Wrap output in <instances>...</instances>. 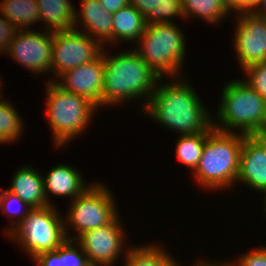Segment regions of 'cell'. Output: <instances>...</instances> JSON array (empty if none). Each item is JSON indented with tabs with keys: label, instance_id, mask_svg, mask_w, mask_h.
<instances>
[{
	"label": "cell",
	"instance_id": "1",
	"mask_svg": "<svg viewBox=\"0 0 266 266\" xmlns=\"http://www.w3.org/2000/svg\"><path fill=\"white\" fill-rule=\"evenodd\" d=\"M178 78L162 85L157 82L143 112L179 135L210 131L213 117L207 112L208 108H204L192 85Z\"/></svg>",
	"mask_w": 266,
	"mask_h": 266
},
{
	"label": "cell",
	"instance_id": "2",
	"mask_svg": "<svg viewBox=\"0 0 266 266\" xmlns=\"http://www.w3.org/2000/svg\"><path fill=\"white\" fill-rule=\"evenodd\" d=\"M104 50L103 48L105 72L102 106L123 104L124 101L140 98L144 101L141 104L144 111L156 83L161 82L163 77H159L136 50L129 49L114 56H108Z\"/></svg>",
	"mask_w": 266,
	"mask_h": 266
},
{
	"label": "cell",
	"instance_id": "3",
	"mask_svg": "<svg viewBox=\"0 0 266 266\" xmlns=\"http://www.w3.org/2000/svg\"><path fill=\"white\" fill-rule=\"evenodd\" d=\"M244 134L212 128L206 132L202 156L195 171V181L205 190H220L237 183Z\"/></svg>",
	"mask_w": 266,
	"mask_h": 266
},
{
	"label": "cell",
	"instance_id": "4",
	"mask_svg": "<svg viewBox=\"0 0 266 266\" xmlns=\"http://www.w3.org/2000/svg\"><path fill=\"white\" fill-rule=\"evenodd\" d=\"M221 98L216 112L219 123L213 120L214 129L244 135L263 134L266 129V101L244 80L228 82L222 89Z\"/></svg>",
	"mask_w": 266,
	"mask_h": 266
},
{
	"label": "cell",
	"instance_id": "5",
	"mask_svg": "<svg viewBox=\"0 0 266 266\" xmlns=\"http://www.w3.org/2000/svg\"><path fill=\"white\" fill-rule=\"evenodd\" d=\"M46 86L47 120L55 147H60L86 130L98 106L84 96L63 90L54 81Z\"/></svg>",
	"mask_w": 266,
	"mask_h": 266
},
{
	"label": "cell",
	"instance_id": "6",
	"mask_svg": "<svg viewBox=\"0 0 266 266\" xmlns=\"http://www.w3.org/2000/svg\"><path fill=\"white\" fill-rule=\"evenodd\" d=\"M183 34L175 23L148 24L135 50L159 77L169 74L174 80L180 76L186 54Z\"/></svg>",
	"mask_w": 266,
	"mask_h": 266
},
{
	"label": "cell",
	"instance_id": "7",
	"mask_svg": "<svg viewBox=\"0 0 266 266\" xmlns=\"http://www.w3.org/2000/svg\"><path fill=\"white\" fill-rule=\"evenodd\" d=\"M57 210L53 205L32 208L7 235L17 241L32 260L41 253L54 251L67 240L64 218Z\"/></svg>",
	"mask_w": 266,
	"mask_h": 266
},
{
	"label": "cell",
	"instance_id": "8",
	"mask_svg": "<svg viewBox=\"0 0 266 266\" xmlns=\"http://www.w3.org/2000/svg\"><path fill=\"white\" fill-rule=\"evenodd\" d=\"M113 197L112 192L104 184L92 183L82 194L72 200L67 218L64 220L67 239L76 240L86 231L111 223L119 214ZM69 226L74 227L75 232H78L76 238L68 236Z\"/></svg>",
	"mask_w": 266,
	"mask_h": 266
},
{
	"label": "cell",
	"instance_id": "9",
	"mask_svg": "<svg viewBox=\"0 0 266 266\" xmlns=\"http://www.w3.org/2000/svg\"><path fill=\"white\" fill-rule=\"evenodd\" d=\"M103 46L85 32L76 29L56 31L53 35L52 69L55 78L65 71L95 60Z\"/></svg>",
	"mask_w": 266,
	"mask_h": 266
},
{
	"label": "cell",
	"instance_id": "10",
	"mask_svg": "<svg viewBox=\"0 0 266 266\" xmlns=\"http://www.w3.org/2000/svg\"><path fill=\"white\" fill-rule=\"evenodd\" d=\"M119 215L109 224L84 232L75 241L82 247L91 266H112L124 251L126 235ZM125 239V241H124Z\"/></svg>",
	"mask_w": 266,
	"mask_h": 266
},
{
	"label": "cell",
	"instance_id": "11",
	"mask_svg": "<svg viewBox=\"0 0 266 266\" xmlns=\"http://www.w3.org/2000/svg\"><path fill=\"white\" fill-rule=\"evenodd\" d=\"M54 32L18 30L7 50L14 59L32 73L43 74L52 69V47Z\"/></svg>",
	"mask_w": 266,
	"mask_h": 266
},
{
	"label": "cell",
	"instance_id": "12",
	"mask_svg": "<svg viewBox=\"0 0 266 266\" xmlns=\"http://www.w3.org/2000/svg\"><path fill=\"white\" fill-rule=\"evenodd\" d=\"M234 48L243 70L266 61V17L254 12L236 15Z\"/></svg>",
	"mask_w": 266,
	"mask_h": 266
},
{
	"label": "cell",
	"instance_id": "13",
	"mask_svg": "<svg viewBox=\"0 0 266 266\" xmlns=\"http://www.w3.org/2000/svg\"><path fill=\"white\" fill-rule=\"evenodd\" d=\"M105 64L102 53L93 61L81 64L65 71L54 81L63 90L72 92L91 100L99 108L102 107V91L104 86Z\"/></svg>",
	"mask_w": 266,
	"mask_h": 266
},
{
	"label": "cell",
	"instance_id": "14",
	"mask_svg": "<svg viewBox=\"0 0 266 266\" xmlns=\"http://www.w3.org/2000/svg\"><path fill=\"white\" fill-rule=\"evenodd\" d=\"M238 182L266 193V139L263 135H244Z\"/></svg>",
	"mask_w": 266,
	"mask_h": 266
},
{
	"label": "cell",
	"instance_id": "15",
	"mask_svg": "<svg viewBox=\"0 0 266 266\" xmlns=\"http://www.w3.org/2000/svg\"><path fill=\"white\" fill-rule=\"evenodd\" d=\"M80 8L81 13L76 12L74 29L80 30L78 26L84 27V30L80 31L88 34L102 46L107 42L111 44L113 14L106 10L99 0H81Z\"/></svg>",
	"mask_w": 266,
	"mask_h": 266
},
{
	"label": "cell",
	"instance_id": "16",
	"mask_svg": "<svg viewBox=\"0 0 266 266\" xmlns=\"http://www.w3.org/2000/svg\"><path fill=\"white\" fill-rule=\"evenodd\" d=\"M43 181L44 192L49 205L53 203L48 199V193L59 197H70L72 201L90 186L85 184L81 173L77 169L66 164L53 167L43 178Z\"/></svg>",
	"mask_w": 266,
	"mask_h": 266
},
{
	"label": "cell",
	"instance_id": "17",
	"mask_svg": "<svg viewBox=\"0 0 266 266\" xmlns=\"http://www.w3.org/2000/svg\"><path fill=\"white\" fill-rule=\"evenodd\" d=\"M10 184L6 190L19 196L32 208L49 206L44 192L43 176L35 168L27 165L20 167Z\"/></svg>",
	"mask_w": 266,
	"mask_h": 266
},
{
	"label": "cell",
	"instance_id": "18",
	"mask_svg": "<svg viewBox=\"0 0 266 266\" xmlns=\"http://www.w3.org/2000/svg\"><path fill=\"white\" fill-rule=\"evenodd\" d=\"M145 17L131 4L113 13L112 43L117 40L138 43L146 29ZM115 43V44H114Z\"/></svg>",
	"mask_w": 266,
	"mask_h": 266
},
{
	"label": "cell",
	"instance_id": "19",
	"mask_svg": "<svg viewBox=\"0 0 266 266\" xmlns=\"http://www.w3.org/2000/svg\"><path fill=\"white\" fill-rule=\"evenodd\" d=\"M71 0H37L40 21L50 32L66 31L74 28L76 9Z\"/></svg>",
	"mask_w": 266,
	"mask_h": 266
},
{
	"label": "cell",
	"instance_id": "20",
	"mask_svg": "<svg viewBox=\"0 0 266 266\" xmlns=\"http://www.w3.org/2000/svg\"><path fill=\"white\" fill-rule=\"evenodd\" d=\"M73 243L76 241L67 239L56 250L41 253L32 261L38 266H91L82 247Z\"/></svg>",
	"mask_w": 266,
	"mask_h": 266
},
{
	"label": "cell",
	"instance_id": "21",
	"mask_svg": "<svg viewBox=\"0 0 266 266\" xmlns=\"http://www.w3.org/2000/svg\"><path fill=\"white\" fill-rule=\"evenodd\" d=\"M0 12L18 30H26L40 22L37 0H3L0 1Z\"/></svg>",
	"mask_w": 266,
	"mask_h": 266
},
{
	"label": "cell",
	"instance_id": "22",
	"mask_svg": "<svg viewBox=\"0 0 266 266\" xmlns=\"http://www.w3.org/2000/svg\"><path fill=\"white\" fill-rule=\"evenodd\" d=\"M124 260V266H180L167 251L150 243L130 247Z\"/></svg>",
	"mask_w": 266,
	"mask_h": 266
},
{
	"label": "cell",
	"instance_id": "23",
	"mask_svg": "<svg viewBox=\"0 0 266 266\" xmlns=\"http://www.w3.org/2000/svg\"><path fill=\"white\" fill-rule=\"evenodd\" d=\"M182 13L185 19L196 16L210 24L220 23L229 15L228 9L220 0H181Z\"/></svg>",
	"mask_w": 266,
	"mask_h": 266
},
{
	"label": "cell",
	"instance_id": "24",
	"mask_svg": "<svg viewBox=\"0 0 266 266\" xmlns=\"http://www.w3.org/2000/svg\"><path fill=\"white\" fill-rule=\"evenodd\" d=\"M205 141L206 133H197L180 135L176 143L178 160L193 172L199 164Z\"/></svg>",
	"mask_w": 266,
	"mask_h": 266
},
{
	"label": "cell",
	"instance_id": "25",
	"mask_svg": "<svg viewBox=\"0 0 266 266\" xmlns=\"http://www.w3.org/2000/svg\"><path fill=\"white\" fill-rule=\"evenodd\" d=\"M10 102L0 99V143H13L21 137L23 121Z\"/></svg>",
	"mask_w": 266,
	"mask_h": 266
},
{
	"label": "cell",
	"instance_id": "26",
	"mask_svg": "<svg viewBox=\"0 0 266 266\" xmlns=\"http://www.w3.org/2000/svg\"><path fill=\"white\" fill-rule=\"evenodd\" d=\"M13 204L17 205L18 208H15L16 210L11 208ZM0 208L2 213H5V215H8L10 217L12 216L14 220L11 221L13 225L11 224L8 229L6 228L5 233H8L16 224L22 221L27 213L32 209V207L24 202L19 196L10 193L6 189H2L0 193Z\"/></svg>",
	"mask_w": 266,
	"mask_h": 266
},
{
	"label": "cell",
	"instance_id": "27",
	"mask_svg": "<svg viewBox=\"0 0 266 266\" xmlns=\"http://www.w3.org/2000/svg\"><path fill=\"white\" fill-rule=\"evenodd\" d=\"M247 83L266 101V61L254 63L243 69Z\"/></svg>",
	"mask_w": 266,
	"mask_h": 266
},
{
	"label": "cell",
	"instance_id": "28",
	"mask_svg": "<svg viewBox=\"0 0 266 266\" xmlns=\"http://www.w3.org/2000/svg\"><path fill=\"white\" fill-rule=\"evenodd\" d=\"M164 0H130L144 17L146 24L161 23V5Z\"/></svg>",
	"mask_w": 266,
	"mask_h": 266
},
{
	"label": "cell",
	"instance_id": "29",
	"mask_svg": "<svg viewBox=\"0 0 266 266\" xmlns=\"http://www.w3.org/2000/svg\"><path fill=\"white\" fill-rule=\"evenodd\" d=\"M236 261L229 260V262L224 261L222 263L219 261L216 264L218 266H266V247L261 246L244 255L242 254Z\"/></svg>",
	"mask_w": 266,
	"mask_h": 266
},
{
	"label": "cell",
	"instance_id": "30",
	"mask_svg": "<svg viewBox=\"0 0 266 266\" xmlns=\"http://www.w3.org/2000/svg\"><path fill=\"white\" fill-rule=\"evenodd\" d=\"M3 18H2V17ZM0 16V52L3 54L7 53V50L10 47L11 41L14 39V36L18 29L3 15Z\"/></svg>",
	"mask_w": 266,
	"mask_h": 266
},
{
	"label": "cell",
	"instance_id": "31",
	"mask_svg": "<svg viewBox=\"0 0 266 266\" xmlns=\"http://www.w3.org/2000/svg\"><path fill=\"white\" fill-rule=\"evenodd\" d=\"M175 16L184 18L182 13L181 0H164L161 5V23H175L172 19Z\"/></svg>",
	"mask_w": 266,
	"mask_h": 266
},
{
	"label": "cell",
	"instance_id": "32",
	"mask_svg": "<svg viewBox=\"0 0 266 266\" xmlns=\"http://www.w3.org/2000/svg\"><path fill=\"white\" fill-rule=\"evenodd\" d=\"M259 0H233V11L237 14L244 12H254Z\"/></svg>",
	"mask_w": 266,
	"mask_h": 266
},
{
	"label": "cell",
	"instance_id": "33",
	"mask_svg": "<svg viewBox=\"0 0 266 266\" xmlns=\"http://www.w3.org/2000/svg\"><path fill=\"white\" fill-rule=\"evenodd\" d=\"M101 5L110 13L117 12L120 8L128 6L130 0H99Z\"/></svg>",
	"mask_w": 266,
	"mask_h": 266
},
{
	"label": "cell",
	"instance_id": "34",
	"mask_svg": "<svg viewBox=\"0 0 266 266\" xmlns=\"http://www.w3.org/2000/svg\"><path fill=\"white\" fill-rule=\"evenodd\" d=\"M254 13L266 17V0H259L258 6Z\"/></svg>",
	"mask_w": 266,
	"mask_h": 266
},
{
	"label": "cell",
	"instance_id": "35",
	"mask_svg": "<svg viewBox=\"0 0 266 266\" xmlns=\"http://www.w3.org/2000/svg\"><path fill=\"white\" fill-rule=\"evenodd\" d=\"M228 11H233V0H220Z\"/></svg>",
	"mask_w": 266,
	"mask_h": 266
},
{
	"label": "cell",
	"instance_id": "36",
	"mask_svg": "<svg viewBox=\"0 0 266 266\" xmlns=\"http://www.w3.org/2000/svg\"><path fill=\"white\" fill-rule=\"evenodd\" d=\"M203 266H218L215 262L208 260Z\"/></svg>",
	"mask_w": 266,
	"mask_h": 266
},
{
	"label": "cell",
	"instance_id": "37",
	"mask_svg": "<svg viewBox=\"0 0 266 266\" xmlns=\"http://www.w3.org/2000/svg\"><path fill=\"white\" fill-rule=\"evenodd\" d=\"M208 260H201V263L198 261V264L197 265H194V266H203Z\"/></svg>",
	"mask_w": 266,
	"mask_h": 266
},
{
	"label": "cell",
	"instance_id": "38",
	"mask_svg": "<svg viewBox=\"0 0 266 266\" xmlns=\"http://www.w3.org/2000/svg\"><path fill=\"white\" fill-rule=\"evenodd\" d=\"M264 196H265V197H264V201H265V202H264V204H265V205H264V206H265L264 211L266 212V193L264 194Z\"/></svg>",
	"mask_w": 266,
	"mask_h": 266
},
{
	"label": "cell",
	"instance_id": "39",
	"mask_svg": "<svg viewBox=\"0 0 266 266\" xmlns=\"http://www.w3.org/2000/svg\"><path fill=\"white\" fill-rule=\"evenodd\" d=\"M0 88H1V81H0ZM1 90H2V89H0V93H2ZM1 95H2V94H0V99L3 98V96H1Z\"/></svg>",
	"mask_w": 266,
	"mask_h": 266
},
{
	"label": "cell",
	"instance_id": "40",
	"mask_svg": "<svg viewBox=\"0 0 266 266\" xmlns=\"http://www.w3.org/2000/svg\"><path fill=\"white\" fill-rule=\"evenodd\" d=\"M263 136H264V138L266 139V129H265V131L263 132V134H262Z\"/></svg>",
	"mask_w": 266,
	"mask_h": 266
}]
</instances>
